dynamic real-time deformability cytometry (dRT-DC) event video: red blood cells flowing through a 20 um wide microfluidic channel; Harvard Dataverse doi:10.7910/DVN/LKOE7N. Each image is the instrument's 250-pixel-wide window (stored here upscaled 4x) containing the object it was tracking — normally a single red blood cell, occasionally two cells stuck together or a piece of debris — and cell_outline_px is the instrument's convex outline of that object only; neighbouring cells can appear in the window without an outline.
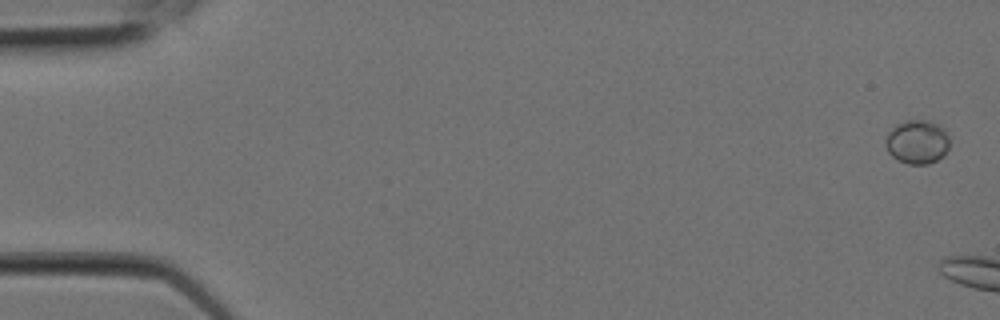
{"species": "Egyptian fruit bat (a non-hibernating species)", "species_latin": "Rousettus aegyptiacus", "temperature_condition": "room temperature", "stored_images_in_passage": 3, "camera_frame_rate_fps": 3000, "um_per_image_px": 0.085, "animal": {"sex": "female"}, "frame": {"image": 1, "passage_image": 1, "time_ms": 0.0, "image_size_px": [1000, 320], "cell_outline_px": [[948, 148], [936, 160], [928, 164], [908, 164], [892, 156], [888, 152], [884, 144], [884, 140], [888, 132], [896, 124], [908, 120], [928, 120], [940, 124], [944, 128], [948, 136]], "centroid_in_image_um": [77.93, 12.04], "position_along_channel_um": 7.1, "area_um2": 16.36}}